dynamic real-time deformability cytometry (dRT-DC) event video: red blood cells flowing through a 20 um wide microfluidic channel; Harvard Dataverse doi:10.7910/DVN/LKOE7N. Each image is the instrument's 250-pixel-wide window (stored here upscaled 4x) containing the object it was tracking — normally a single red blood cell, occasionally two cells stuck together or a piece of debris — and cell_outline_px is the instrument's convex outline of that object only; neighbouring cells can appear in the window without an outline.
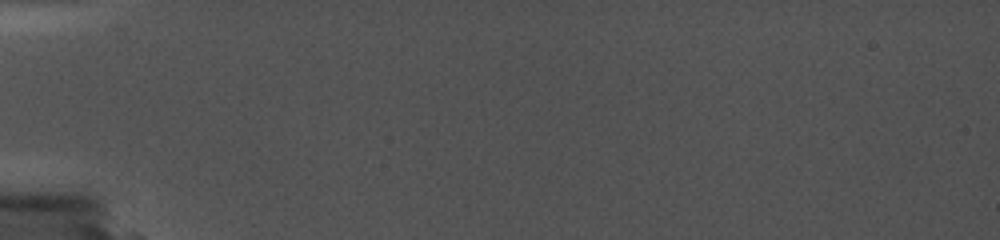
{"species": "common noctule bat (a hibernating species)", "species_latin": "Nyctalus noctula", "temperature_condition": "cold", "stored_images_in_passage": 2, "camera_frame_rate_fps": 5000, "um_per_image_px": 0.085, "animal": {"sex": "female", "body_mass_g": 19.0, "forearm_length_mm": 56.7}, "frame": {"image": 1, "passage_image": 2, "time_ms": 0.2, "image_size_px": [1000, 240], "cell_outline_px": [[672, 136], [648, 140], [544, 136], [520, 132], [516, 128], [548, 124], [628, 128], [672, 132]], "centroid_in_image_um": [50.47, 11.23], "position_along_channel_um": 34.5, "area_um2": 11.33}}